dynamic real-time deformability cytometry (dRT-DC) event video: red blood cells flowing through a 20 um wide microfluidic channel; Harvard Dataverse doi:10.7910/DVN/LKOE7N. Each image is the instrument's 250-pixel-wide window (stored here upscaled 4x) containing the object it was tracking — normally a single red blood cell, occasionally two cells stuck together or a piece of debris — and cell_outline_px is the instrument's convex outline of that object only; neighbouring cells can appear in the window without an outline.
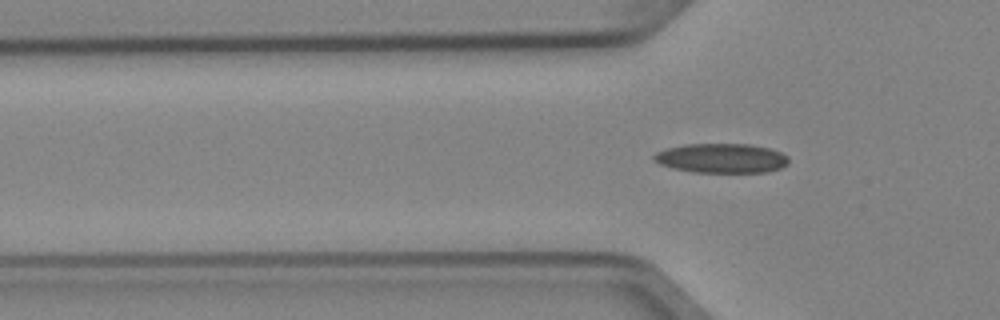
{"species": "Egyptian fruit bat (a non-hibernating species)", "species_latin": "Rousettus aegyptiacus", "temperature_condition": "cold", "stored_images_in_passage": 5, "segment_of_instrument_passage": [2, 2], "camera_frame_rate_fps": 3000, "um_per_image_px": 0.085, "animal": {"sex": "female"}, "frame": {"image": 1, "passage_image": 5, "time_ms": 1.333, "image_size_px": [1000, 320], "cell_outline_px": [[788, 164], [780, 168], [768, 172], [692, 172], [672, 168], [660, 164], [652, 160], [652, 156], [656, 152], [668, 148], [684, 144], [748, 144], [768, 148], [780, 152], [788, 156]], "centroid_in_image_um": [61.3, 13.45], "position_along_channel_um": 64.5, "area_um2": 23.18}}